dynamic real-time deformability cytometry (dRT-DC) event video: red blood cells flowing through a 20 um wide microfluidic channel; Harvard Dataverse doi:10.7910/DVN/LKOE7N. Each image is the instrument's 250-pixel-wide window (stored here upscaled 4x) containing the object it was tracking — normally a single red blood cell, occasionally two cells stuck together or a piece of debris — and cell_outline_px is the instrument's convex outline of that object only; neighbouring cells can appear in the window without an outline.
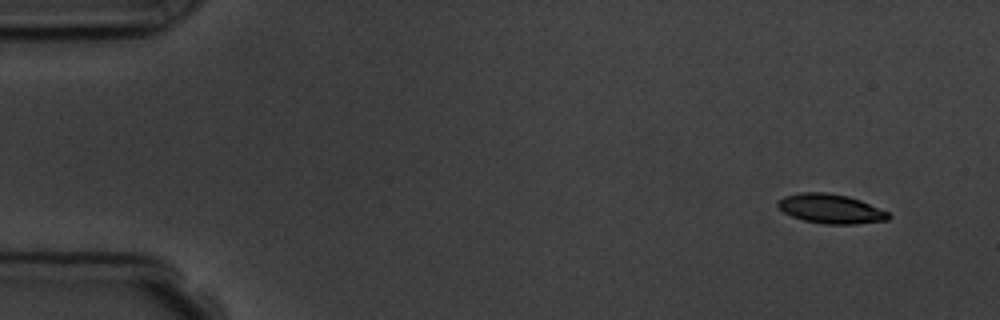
{"species": "common noctule bat (a hibernating species)", "species_latin": "Nyctalus noctula", "temperature_condition": "room temperature", "stored_images_in_passage": 4, "camera_frame_rate_fps": 3000, "um_per_image_px": 0.085, "animal": {"sex": "male", "body_mass_g": 19.5, "forearm_length_mm": 54.6}, "frame": {"image": 1, "passage_image": 1, "time_ms": 0.0, "image_size_px": [1000, 320], "cell_outline_px": [[892, 216], [888, 220], [856, 224], [824, 224], [804, 220], [792, 216], [784, 212], [776, 204], [776, 200], [784, 196], [804, 192], [824, 192], [848, 196], [860, 200], [888, 212]], "centroid_in_image_um": [70.61, 17.74], "position_along_channel_um": 14.4, "area_um2": 18.9}}